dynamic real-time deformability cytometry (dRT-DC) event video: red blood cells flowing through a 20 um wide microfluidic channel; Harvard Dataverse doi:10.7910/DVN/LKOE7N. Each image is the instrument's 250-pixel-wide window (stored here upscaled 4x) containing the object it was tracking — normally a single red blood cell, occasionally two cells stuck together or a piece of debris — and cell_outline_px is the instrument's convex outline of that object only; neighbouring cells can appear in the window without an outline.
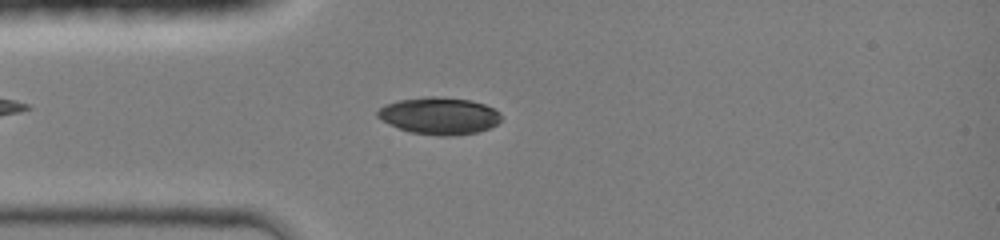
{"species": "common noctule bat (a hibernating species)", "species_latin": "Nyctalus noctula", "temperature_condition": "room temperature", "stored_images_in_passage": 44, "camera_frame_rate_fps": 3000, "um_per_image_px": 0.085, "animal": {"sex": "female", "body_mass_g": 19.0, "forearm_length_mm": 51.5}, "frame": {"image": 1, "passage_image": 11, "time_ms": 3.333, "image_size_px": [1000, 240], "cell_outline_px": [[500, 120], [496, 124], [488, 128], [476, 132], [452, 136], [440, 136], [408, 132], [376, 116], [376, 112], [384, 104], [400, 100], [428, 96], [436, 96], [472, 100], [484, 104], [500, 112]], "centroid_in_image_um": [37.34, 9.84], "position_along_channel_um": 47.7, "area_um2": 26.53}}
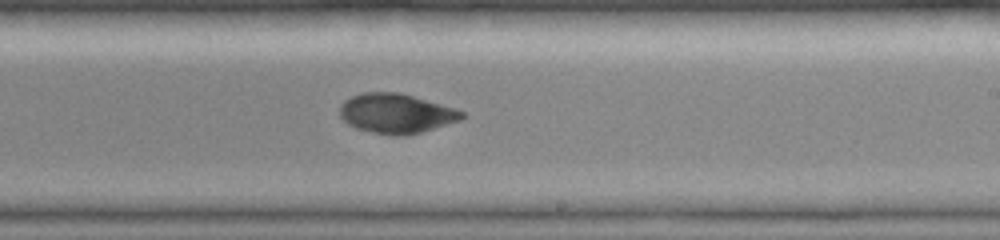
{"frame": {"image": 2, "passage_image": 26, "time_ms": 8.333, "image_size_px": [1000, 240], "cell_outline_px": [[464, 116], [460, 120], [420, 132], [404, 136], [396, 136], [372, 132], [356, 128], [348, 124], [340, 116], [340, 104], [344, 100], [352, 96], [364, 92], [400, 92], [456, 108], [464, 112]], "centroid_in_image_um": [33.66, 9.63], "position_along_channel_um": 255.3, "area_um2": 28.15}}
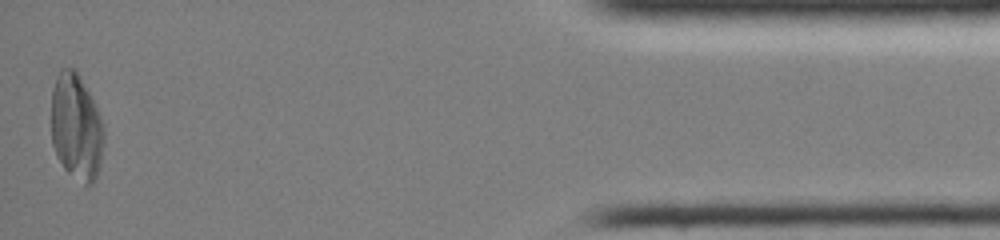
{"frame": {"image": 3, "passage_image": 43, "time_ms": 14.0, "image_size_px": [1000, 240], "cell_outline_px": [[104, 140], [100, 164], [96, 176], [92, 184], [84, 184], [68, 172], [64, 168], [56, 156], [52, 144], [52, 88], [56, 76], [60, 68], [76, 68], [104, 124]], "centroid_in_image_um": [6.47, 10.78], "position_along_channel_um": 428.7, "area_um2": 32.6}, "authors_computed_cell_mechanics": {"area_um2": 28.3798, "velocity_mm_per_s": 4.3129, "shape_relaxation_time_tau1_ms": 3.7043, "shape_relaxation_time_tau2_ms": 5.9631, "deformation_change_tau1": 0.0899, "deformation_change_tau2": 0.0862}}